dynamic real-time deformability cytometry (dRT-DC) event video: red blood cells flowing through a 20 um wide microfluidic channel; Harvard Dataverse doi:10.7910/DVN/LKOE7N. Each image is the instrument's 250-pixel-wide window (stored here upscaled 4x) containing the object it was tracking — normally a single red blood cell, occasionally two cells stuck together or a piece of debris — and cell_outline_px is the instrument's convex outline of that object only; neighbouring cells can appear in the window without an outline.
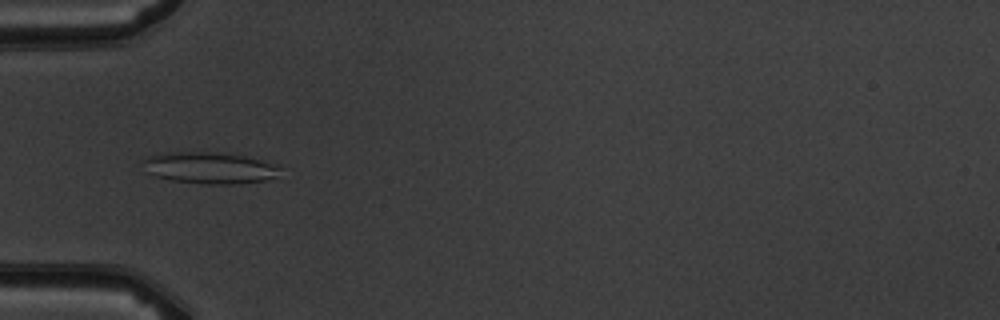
{"species": "common noctule bat (a hibernating species)", "species_latin": "Nyctalus noctula", "temperature_condition": "warm", "stored_images_in_passage": 6, "camera_frame_rate_fps": 3000, "um_per_image_px": 0.085, "animal": {"sex": "male", "body_mass_g": 19.5, "forearm_length_mm": 54.6}, "frame": {"image": 1, "passage_image": 4, "time_ms": 3.333, "image_size_px": [1000, 320], "cell_outline_px": [[284, 168], [276, 176], [264, 180], [240, 184], [200, 184], [172, 180], [156, 176], [144, 172], [140, 160], [148, 156], [168, 152], [216, 152], [244, 156], [276, 164]], "centroid_in_image_um": [17.77, 14.27], "position_along_channel_um": 67.2, "area_um2": 25.55}}
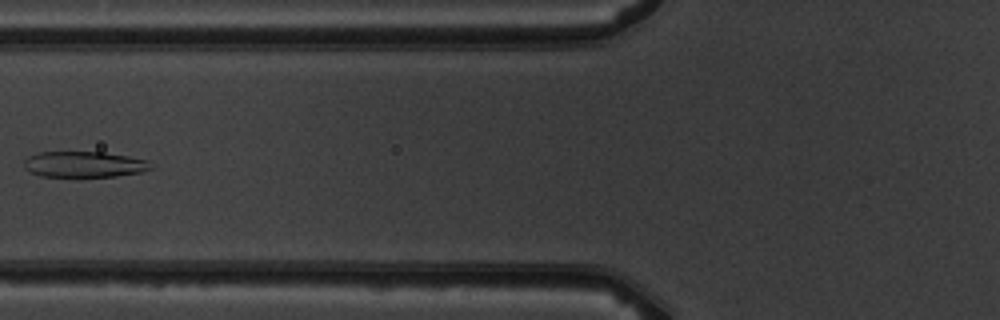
{"frame": {"image": 2, "passage_image": 5, "time_ms": 4.667, "image_size_px": [1000, 320], "cell_outline_px": [[156, 168], [140, 172], [116, 176], [40, 176], [24, 168], [24, 160], [28, 156], [40, 152], [104, 152], [128, 156], [148, 160]], "centroid_in_image_um": [7.19, 13.96], "position_along_channel_um": 118.6, "area_um2": 19.13}}
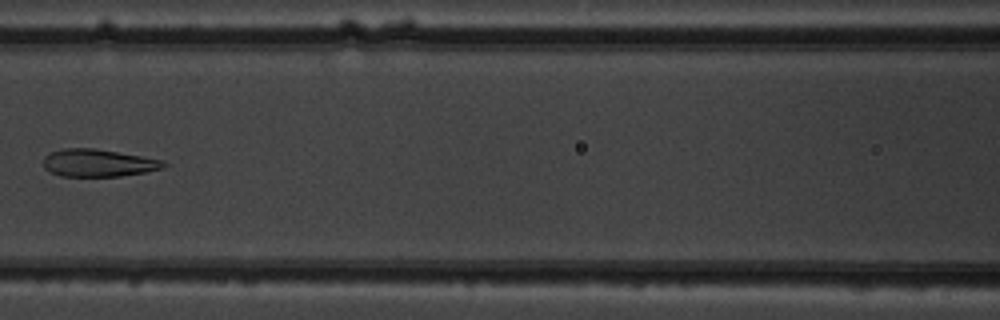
{"frame": {"image": 3, "passage_image": 6, "time_ms": 5.667, "image_size_px": [1000, 320], "cell_outline_px": [[168, 164], [164, 168], [144, 172], [120, 176], [60, 176], [44, 168], [44, 156], [52, 152], [64, 148], [96, 148], [164, 160]], "centroid_in_image_um": [8.38, 13.84], "position_along_channel_um": 158.2, "area_um2": 19.25}}